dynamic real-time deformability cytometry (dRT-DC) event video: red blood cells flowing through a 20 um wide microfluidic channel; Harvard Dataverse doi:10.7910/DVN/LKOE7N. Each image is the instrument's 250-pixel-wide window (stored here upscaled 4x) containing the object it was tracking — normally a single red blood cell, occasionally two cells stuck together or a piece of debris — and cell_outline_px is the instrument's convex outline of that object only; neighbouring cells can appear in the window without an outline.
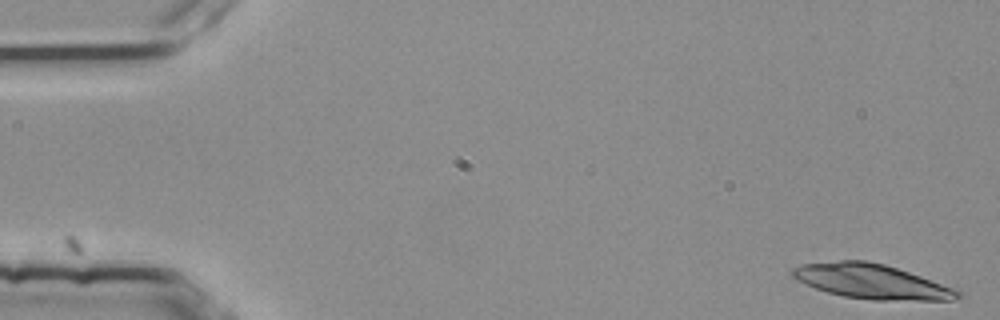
{"species": "common noctule bat (a hibernating species)", "species_latin": "Nyctalus noctula", "temperature_condition": "room temperature", "stored_images_in_passage": 16, "camera_frame_rate_fps": 3000, "um_per_image_px": 0.085, "animal": {"sex": "female", "body_mass_g": 25.1}, "frame": {"image": 1, "passage_image": 1, "time_ms": 0.0, "image_size_px": [1000, 320], "cell_outline_px": [[964, 296], [952, 300], [872, 300], [844, 296], [828, 292], [804, 284], [796, 280], [792, 276], [792, 268], [800, 264], [840, 260], [864, 260], [884, 264], [920, 276], [952, 288], [960, 292]], "centroid_in_image_um": [74.03, 23.92], "position_along_channel_um": 11.0, "area_um2": 33.06}}